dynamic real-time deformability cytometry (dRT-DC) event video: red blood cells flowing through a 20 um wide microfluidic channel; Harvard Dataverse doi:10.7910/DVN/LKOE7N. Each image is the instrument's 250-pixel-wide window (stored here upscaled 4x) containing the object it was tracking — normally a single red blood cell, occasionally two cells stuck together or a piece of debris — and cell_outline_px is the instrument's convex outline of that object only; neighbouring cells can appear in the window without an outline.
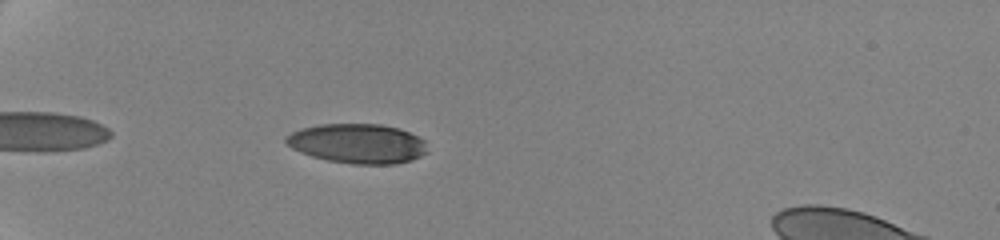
{"species": "human", "species_latin": "Homo sapiens", "temperature_condition": "cold", "stored_images_in_passage": 18, "camera_frame_rate_fps": 3000, "um_per_image_px": 0.085, "donor": {"sex": "female"}, "frame": {"image": 1, "passage_image": 5, "time_ms": 1.333, "image_size_px": [1000, 240], "cell_outline_px": [[424, 152], [420, 156], [412, 160], [392, 164], [352, 164], [328, 160], [312, 156], [300, 152], [292, 148], [284, 140], [292, 132], [300, 128], [320, 124], [380, 124], [400, 128], [424, 140]], "centroid_in_image_um": [30.36, 12.19], "position_along_channel_um": 54.6, "area_um2": 32.31}}
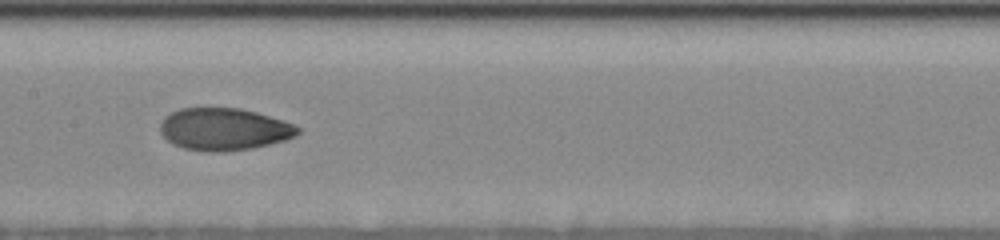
{"frame": {"image": 2, "passage_image": 13, "time_ms": 6.0, "image_size_px": [1000, 240], "cell_outline_px": [[300, 132], [284, 140], [252, 148], [224, 152], [212, 152], [184, 148], [172, 144], [160, 132], [160, 124], [164, 116], [180, 108], [240, 108], [256, 112], [284, 120], [300, 128]], "centroid_in_image_um": [19.01, 10.98], "position_along_channel_um": 188.4, "area_um2": 33.76}}
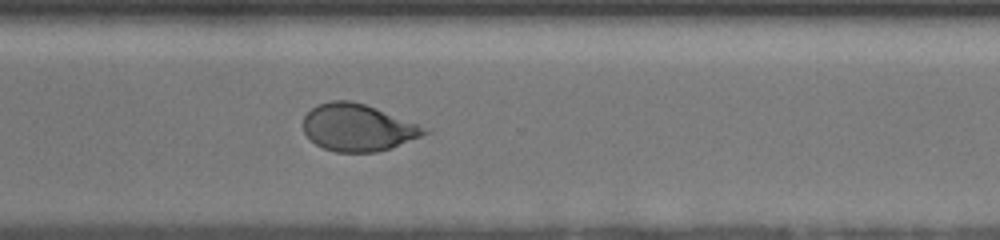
{"frame": {"image": 3, "passage_image": 18, "time_ms": 10.333, "image_size_px": [1000, 240], "cell_outline_px": [[432, 132], [392, 148], [376, 152], [336, 152], [324, 148], [316, 144], [304, 132], [304, 116], [312, 108], [320, 104], [332, 100], [352, 100], [364, 104], [432, 128]], "centroid_in_image_um": [30.49, 10.85], "position_along_channel_um": 340.1, "area_um2": 33.41}}